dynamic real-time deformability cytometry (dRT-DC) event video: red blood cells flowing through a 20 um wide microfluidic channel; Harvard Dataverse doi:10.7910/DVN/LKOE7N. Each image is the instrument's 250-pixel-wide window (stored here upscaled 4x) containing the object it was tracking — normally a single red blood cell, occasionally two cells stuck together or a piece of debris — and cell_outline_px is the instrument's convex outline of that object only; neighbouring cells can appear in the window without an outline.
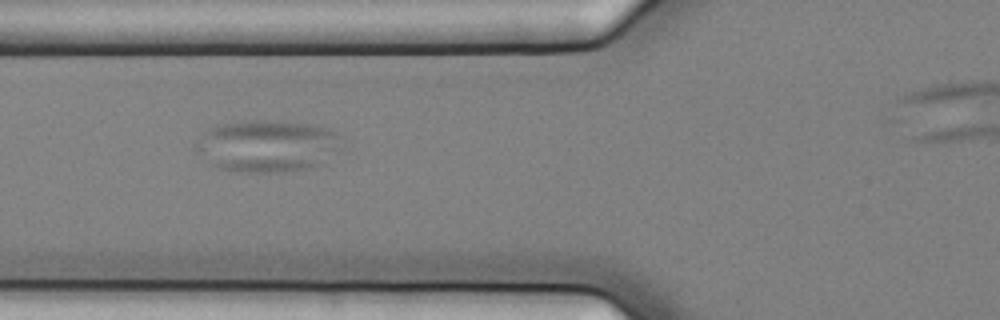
{"species": "common noctule bat (a hibernating species)", "species_latin": "Nyctalus noctula", "temperature_condition": "cold", "stored_images_in_passage": 11, "camera_frame_rate_fps": 3000, "um_per_image_px": 0.085, "animal": {"sex": "female", "body_mass_g": 25.1}, "frame": {"image": 1, "passage_image": 3, "time_ms": 0.667, "image_size_px": [1000, 320], "cell_outline_px": [[344, 136], [340, 152], [324, 164], [304, 168], [280, 172], [240, 172], [216, 168], [196, 152], [192, 148], [204, 132], [208, 128], [216, 124], [240, 120], [264, 120], [308, 124], [328, 128]], "centroid_in_image_um": [22.74, 12.4], "position_along_channel_um": 103.1, "area_um2": 45.14}}
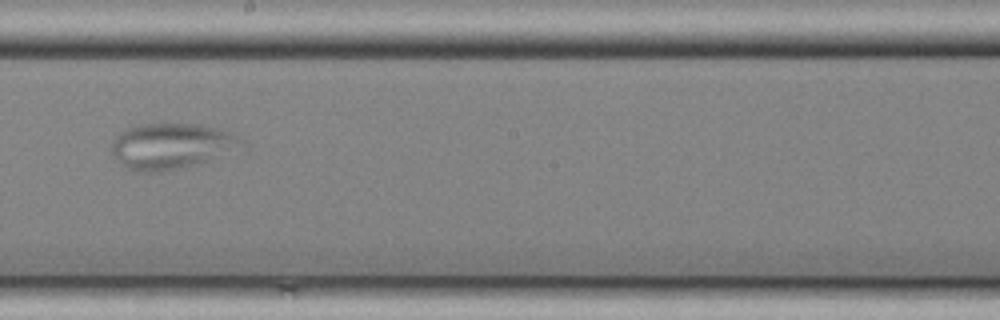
{"frame": {"image": 2, "passage_image": 6, "time_ms": 1.667, "image_size_px": [1000, 320], "cell_outline_px": [[248, 148], [200, 164], [160, 172], [136, 172], [128, 168], [112, 152], [112, 140], [124, 128], [140, 124], [200, 124], [232, 132], [240, 136], [244, 140]], "centroid_in_image_um": [14.7, 12.41], "position_along_channel_um": 233.5, "area_um2": 35.37}}
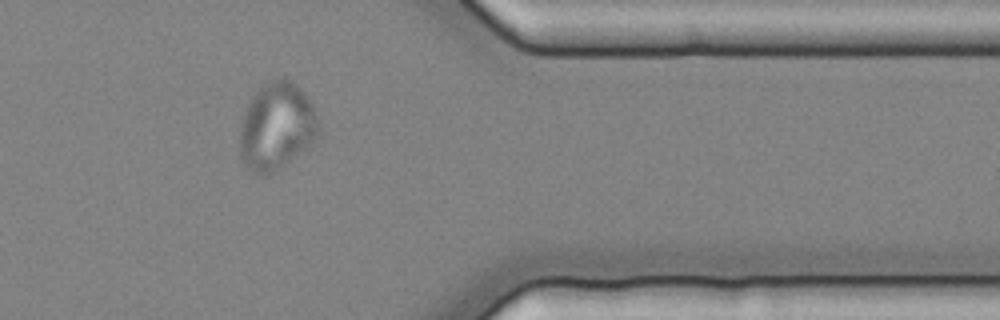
{"frame": {"image": 3, "passage_image": 10, "time_ms": 3.0, "image_size_px": [1000, 320], "cell_outline_px": [[320, 128], [316, 136], [308, 144], [284, 164], [272, 172], [264, 176], [260, 176], [252, 172], [240, 160], [240, 124], [244, 112], [252, 96], [264, 80], [276, 76], [284, 76], [292, 80], [308, 96], [312, 104], [320, 124]], "centroid_in_image_um": [23.47, 10.66], "position_along_channel_um": 387.9, "area_um2": 40.4}}